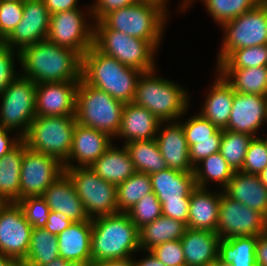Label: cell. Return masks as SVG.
Returning <instances> with one entry per match:
<instances>
[{
  "mask_svg": "<svg viewBox=\"0 0 267 266\" xmlns=\"http://www.w3.org/2000/svg\"><path fill=\"white\" fill-rule=\"evenodd\" d=\"M167 11L162 7L137 3L108 13L101 21L109 28L131 37L150 41L157 49L162 39Z\"/></svg>",
  "mask_w": 267,
  "mask_h": 266,
  "instance_id": "cell-8",
  "label": "cell"
},
{
  "mask_svg": "<svg viewBox=\"0 0 267 266\" xmlns=\"http://www.w3.org/2000/svg\"><path fill=\"white\" fill-rule=\"evenodd\" d=\"M24 141L0 158V203L20 200V172Z\"/></svg>",
  "mask_w": 267,
  "mask_h": 266,
  "instance_id": "cell-30",
  "label": "cell"
},
{
  "mask_svg": "<svg viewBox=\"0 0 267 266\" xmlns=\"http://www.w3.org/2000/svg\"><path fill=\"white\" fill-rule=\"evenodd\" d=\"M221 192L209 193L207 188L196 187L190 194L187 228L217 233Z\"/></svg>",
  "mask_w": 267,
  "mask_h": 266,
  "instance_id": "cell-25",
  "label": "cell"
},
{
  "mask_svg": "<svg viewBox=\"0 0 267 266\" xmlns=\"http://www.w3.org/2000/svg\"><path fill=\"white\" fill-rule=\"evenodd\" d=\"M192 1L193 0H184L180 7L185 9L191 5ZM262 1L263 0H202L207 11L220 26L252 10Z\"/></svg>",
  "mask_w": 267,
  "mask_h": 266,
  "instance_id": "cell-38",
  "label": "cell"
},
{
  "mask_svg": "<svg viewBox=\"0 0 267 266\" xmlns=\"http://www.w3.org/2000/svg\"><path fill=\"white\" fill-rule=\"evenodd\" d=\"M91 220L92 263L124 259L140 251L139 228L127 213L118 212Z\"/></svg>",
  "mask_w": 267,
  "mask_h": 266,
  "instance_id": "cell-3",
  "label": "cell"
},
{
  "mask_svg": "<svg viewBox=\"0 0 267 266\" xmlns=\"http://www.w3.org/2000/svg\"><path fill=\"white\" fill-rule=\"evenodd\" d=\"M111 146L97 159L91 168L103 180L119 185L131 177L135 172V166L130 158L127 148Z\"/></svg>",
  "mask_w": 267,
  "mask_h": 266,
  "instance_id": "cell-29",
  "label": "cell"
},
{
  "mask_svg": "<svg viewBox=\"0 0 267 266\" xmlns=\"http://www.w3.org/2000/svg\"><path fill=\"white\" fill-rule=\"evenodd\" d=\"M17 203L33 228H44L46 226L51 210L41 196L22 198Z\"/></svg>",
  "mask_w": 267,
  "mask_h": 266,
  "instance_id": "cell-44",
  "label": "cell"
},
{
  "mask_svg": "<svg viewBox=\"0 0 267 266\" xmlns=\"http://www.w3.org/2000/svg\"><path fill=\"white\" fill-rule=\"evenodd\" d=\"M134 0H96V3L91 6L90 17L95 18L96 21H101L108 13L118 10L123 7L130 6L134 4ZM93 17H92V16Z\"/></svg>",
  "mask_w": 267,
  "mask_h": 266,
  "instance_id": "cell-49",
  "label": "cell"
},
{
  "mask_svg": "<svg viewBox=\"0 0 267 266\" xmlns=\"http://www.w3.org/2000/svg\"><path fill=\"white\" fill-rule=\"evenodd\" d=\"M208 266H229V265H226L221 260L217 259L213 263L209 264Z\"/></svg>",
  "mask_w": 267,
  "mask_h": 266,
  "instance_id": "cell-61",
  "label": "cell"
},
{
  "mask_svg": "<svg viewBox=\"0 0 267 266\" xmlns=\"http://www.w3.org/2000/svg\"><path fill=\"white\" fill-rule=\"evenodd\" d=\"M24 2L0 0V39L4 41L19 24L23 16Z\"/></svg>",
  "mask_w": 267,
  "mask_h": 266,
  "instance_id": "cell-43",
  "label": "cell"
},
{
  "mask_svg": "<svg viewBox=\"0 0 267 266\" xmlns=\"http://www.w3.org/2000/svg\"><path fill=\"white\" fill-rule=\"evenodd\" d=\"M267 231V219L256 210L234 201L221 192L217 234L220 239L255 236Z\"/></svg>",
  "mask_w": 267,
  "mask_h": 266,
  "instance_id": "cell-13",
  "label": "cell"
},
{
  "mask_svg": "<svg viewBox=\"0 0 267 266\" xmlns=\"http://www.w3.org/2000/svg\"><path fill=\"white\" fill-rule=\"evenodd\" d=\"M200 163L201 166H199ZM193 173L196 187L206 188L207 182L209 183L210 180L219 184L221 183L220 185H222L221 187L224 189L235 171L222 157L220 152H216L202 159L194 166Z\"/></svg>",
  "mask_w": 267,
  "mask_h": 266,
  "instance_id": "cell-36",
  "label": "cell"
},
{
  "mask_svg": "<svg viewBox=\"0 0 267 266\" xmlns=\"http://www.w3.org/2000/svg\"><path fill=\"white\" fill-rule=\"evenodd\" d=\"M92 220L73 222L57 235L59 256L65 260L88 261L91 256Z\"/></svg>",
  "mask_w": 267,
  "mask_h": 266,
  "instance_id": "cell-27",
  "label": "cell"
},
{
  "mask_svg": "<svg viewBox=\"0 0 267 266\" xmlns=\"http://www.w3.org/2000/svg\"><path fill=\"white\" fill-rule=\"evenodd\" d=\"M267 122V96L236 93L226 130L256 137V131Z\"/></svg>",
  "mask_w": 267,
  "mask_h": 266,
  "instance_id": "cell-18",
  "label": "cell"
},
{
  "mask_svg": "<svg viewBox=\"0 0 267 266\" xmlns=\"http://www.w3.org/2000/svg\"><path fill=\"white\" fill-rule=\"evenodd\" d=\"M223 45L218 54L219 65L232 51L245 47L267 45V0L255 8L221 25Z\"/></svg>",
  "mask_w": 267,
  "mask_h": 266,
  "instance_id": "cell-11",
  "label": "cell"
},
{
  "mask_svg": "<svg viewBox=\"0 0 267 266\" xmlns=\"http://www.w3.org/2000/svg\"><path fill=\"white\" fill-rule=\"evenodd\" d=\"M75 116H36L22 138L27 148L64 164L71 151Z\"/></svg>",
  "mask_w": 267,
  "mask_h": 266,
  "instance_id": "cell-7",
  "label": "cell"
},
{
  "mask_svg": "<svg viewBox=\"0 0 267 266\" xmlns=\"http://www.w3.org/2000/svg\"><path fill=\"white\" fill-rule=\"evenodd\" d=\"M220 240L215 232L187 228L180 239L186 266H208L219 259Z\"/></svg>",
  "mask_w": 267,
  "mask_h": 266,
  "instance_id": "cell-24",
  "label": "cell"
},
{
  "mask_svg": "<svg viewBox=\"0 0 267 266\" xmlns=\"http://www.w3.org/2000/svg\"><path fill=\"white\" fill-rule=\"evenodd\" d=\"M17 53L16 58L20 60V53L15 49L12 50L3 43L0 45V95L6 89V87L13 81L18 75L14 69V53Z\"/></svg>",
  "mask_w": 267,
  "mask_h": 266,
  "instance_id": "cell-47",
  "label": "cell"
},
{
  "mask_svg": "<svg viewBox=\"0 0 267 266\" xmlns=\"http://www.w3.org/2000/svg\"><path fill=\"white\" fill-rule=\"evenodd\" d=\"M90 219L118 213L117 187L89 167L64 168Z\"/></svg>",
  "mask_w": 267,
  "mask_h": 266,
  "instance_id": "cell-10",
  "label": "cell"
},
{
  "mask_svg": "<svg viewBox=\"0 0 267 266\" xmlns=\"http://www.w3.org/2000/svg\"><path fill=\"white\" fill-rule=\"evenodd\" d=\"M221 140L197 141L189 147V156L192 166H196L202 159L219 152Z\"/></svg>",
  "mask_w": 267,
  "mask_h": 266,
  "instance_id": "cell-48",
  "label": "cell"
},
{
  "mask_svg": "<svg viewBox=\"0 0 267 266\" xmlns=\"http://www.w3.org/2000/svg\"><path fill=\"white\" fill-rule=\"evenodd\" d=\"M160 125L149 110L136 104L125 103L117 136L125 138V142L152 140Z\"/></svg>",
  "mask_w": 267,
  "mask_h": 266,
  "instance_id": "cell-26",
  "label": "cell"
},
{
  "mask_svg": "<svg viewBox=\"0 0 267 266\" xmlns=\"http://www.w3.org/2000/svg\"><path fill=\"white\" fill-rule=\"evenodd\" d=\"M78 84L79 82L36 84V116H75Z\"/></svg>",
  "mask_w": 267,
  "mask_h": 266,
  "instance_id": "cell-17",
  "label": "cell"
},
{
  "mask_svg": "<svg viewBox=\"0 0 267 266\" xmlns=\"http://www.w3.org/2000/svg\"><path fill=\"white\" fill-rule=\"evenodd\" d=\"M124 146L137 172L151 175L167 168L156 139L127 142Z\"/></svg>",
  "mask_w": 267,
  "mask_h": 266,
  "instance_id": "cell-34",
  "label": "cell"
},
{
  "mask_svg": "<svg viewBox=\"0 0 267 266\" xmlns=\"http://www.w3.org/2000/svg\"><path fill=\"white\" fill-rule=\"evenodd\" d=\"M117 187V206L119 212H128L145 195L152 193L150 176L135 172Z\"/></svg>",
  "mask_w": 267,
  "mask_h": 266,
  "instance_id": "cell-37",
  "label": "cell"
},
{
  "mask_svg": "<svg viewBox=\"0 0 267 266\" xmlns=\"http://www.w3.org/2000/svg\"><path fill=\"white\" fill-rule=\"evenodd\" d=\"M259 178H260L261 182L267 187V166L259 174Z\"/></svg>",
  "mask_w": 267,
  "mask_h": 266,
  "instance_id": "cell-60",
  "label": "cell"
},
{
  "mask_svg": "<svg viewBox=\"0 0 267 266\" xmlns=\"http://www.w3.org/2000/svg\"><path fill=\"white\" fill-rule=\"evenodd\" d=\"M95 23L92 25L94 26L93 45L100 52L143 73L156 69L153 55L157 49L150 41L109 29L102 21Z\"/></svg>",
  "mask_w": 267,
  "mask_h": 266,
  "instance_id": "cell-6",
  "label": "cell"
},
{
  "mask_svg": "<svg viewBox=\"0 0 267 266\" xmlns=\"http://www.w3.org/2000/svg\"><path fill=\"white\" fill-rule=\"evenodd\" d=\"M19 63L23 67L21 75L36 84L80 82L81 79V57L47 39L24 48Z\"/></svg>",
  "mask_w": 267,
  "mask_h": 266,
  "instance_id": "cell-1",
  "label": "cell"
},
{
  "mask_svg": "<svg viewBox=\"0 0 267 266\" xmlns=\"http://www.w3.org/2000/svg\"><path fill=\"white\" fill-rule=\"evenodd\" d=\"M190 201H174L162 203V216L181 221L187 225Z\"/></svg>",
  "mask_w": 267,
  "mask_h": 266,
  "instance_id": "cell-50",
  "label": "cell"
},
{
  "mask_svg": "<svg viewBox=\"0 0 267 266\" xmlns=\"http://www.w3.org/2000/svg\"><path fill=\"white\" fill-rule=\"evenodd\" d=\"M50 13L42 0H25L23 16L3 44L20 53L24 48L45 40L48 35Z\"/></svg>",
  "mask_w": 267,
  "mask_h": 266,
  "instance_id": "cell-16",
  "label": "cell"
},
{
  "mask_svg": "<svg viewBox=\"0 0 267 266\" xmlns=\"http://www.w3.org/2000/svg\"><path fill=\"white\" fill-rule=\"evenodd\" d=\"M236 93L267 96V66L245 69H218Z\"/></svg>",
  "mask_w": 267,
  "mask_h": 266,
  "instance_id": "cell-32",
  "label": "cell"
},
{
  "mask_svg": "<svg viewBox=\"0 0 267 266\" xmlns=\"http://www.w3.org/2000/svg\"><path fill=\"white\" fill-rule=\"evenodd\" d=\"M0 98V127L11 131L20 129L18 135L23 138L36 117V83L18 74Z\"/></svg>",
  "mask_w": 267,
  "mask_h": 266,
  "instance_id": "cell-9",
  "label": "cell"
},
{
  "mask_svg": "<svg viewBox=\"0 0 267 266\" xmlns=\"http://www.w3.org/2000/svg\"><path fill=\"white\" fill-rule=\"evenodd\" d=\"M267 166V149L262 138L253 137L246 155L245 161L240 171L259 175Z\"/></svg>",
  "mask_w": 267,
  "mask_h": 266,
  "instance_id": "cell-45",
  "label": "cell"
},
{
  "mask_svg": "<svg viewBox=\"0 0 267 266\" xmlns=\"http://www.w3.org/2000/svg\"><path fill=\"white\" fill-rule=\"evenodd\" d=\"M257 237H232L219 242V260L229 266H257Z\"/></svg>",
  "mask_w": 267,
  "mask_h": 266,
  "instance_id": "cell-33",
  "label": "cell"
},
{
  "mask_svg": "<svg viewBox=\"0 0 267 266\" xmlns=\"http://www.w3.org/2000/svg\"><path fill=\"white\" fill-rule=\"evenodd\" d=\"M222 191L230 199L256 210L267 219V187L259 175L235 171Z\"/></svg>",
  "mask_w": 267,
  "mask_h": 266,
  "instance_id": "cell-22",
  "label": "cell"
},
{
  "mask_svg": "<svg viewBox=\"0 0 267 266\" xmlns=\"http://www.w3.org/2000/svg\"><path fill=\"white\" fill-rule=\"evenodd\" d=\"M53 212H61L72 222L89 221L85 207L70 178L63 173L41 196Z\"/></svg>",
  "mask_w": 267,
  "mask_h": 266,
  "instance_id": "cell-21",
  "label": "cell"
},
{
  "mask_svg": "<svg viewBox=\"0 0 267 266\" xmlns=\"http://www.w3.org/2000/svg\"><path fill=\"white\" fill-rule=\"evenodd\" d=\"M188 146L197 144V141L221 140L223 130L218 129L209 120L202 117L199 113L181 123Z\"/></svg>",
  "mask_w": 267,
  "mask_h": 266,
  "instance_id": "cell-41",
  "label": "cell"
},
{
  "mask_svg": "<svg viewBox=\"0 0 267 266\" xmlns=\"http://www.w3.org/2000/svg\"><path fill=\"white\" fill-rule=\"evenodd\" d=\"M147 253V257L135 262L136 266H166L156 258L150 250H148Z\"/></svg>",
  "mask_w": 267,
  "mask_h": 266,
  "instance_id": "cell-57",
  "label": "cell"
},
{
  "mask_svg": "<svg viewBox=\"0 0 267 266\" xmlns=\"http://www.w3.org/2000/svg\"><path fill=\"white\" fill-rule=\"evenodd\" d=\"M40 266H90L88 261H74V260H65L62 257H57L53 261Z\"/></svg>",
  "mask_w": 267,
  "mask_h": 266,
  "instance_id": "cell-56",
  "label": "cell"
},
{
  "mask_svg": "<svg viewBox=\"0 0 267 266\" xmlns=\"http://www.w3.org/2000/svg\"><path fill=\"white\" fill-rule=\"evenodd\" d=\"M64 173L63 164L56 158L27 148L20 172V199L42 196L44 191Z\"/></svg>",
  "mask_w": 267,
  "mask_h": 266,
  "instance_id": "cell-14",
  "label": "cell"
},
{
  "mask_svg": "<svg viewBox=\"0 0 267 266\" xmlns=\"http://www.w3.org/2000/svg\"><path fill=\"white\" fill-rule=\"evenodd\" d=\"M132 222L140 229L162 216V207L154 192L145 195L128 212Z\"/></svg>",
  "mask_w": 267,
  "mask_h": 266,
  "instance_id": "cell-42",
  "label": "cell"
},
{
  "mask_svg": "<svg viewBox=\"0 0 267 266\" xmlns=\"http://www.w3.org/2000/svg\"><path fill=\"white\" fill-rule=\"evenodd\" d=\"M50 15L72 9H78V0H42Z\"/></svg>",
  "mask_w": 267,
  "mask_h": 266,
  "instance_id": "cell-52",
  "label": "cell"
},
{
  "mask_svg": "<svg viewBox=\"0 0 267 266\" xmlns=\"http://www.w3.org/2000/svg\"><path fill=\"white\" fill-rule=\"evenodd\" d=\"M11 130L0 127V158L15 148L23 139L17 134V138L8 136Z\"/></svg>",
  "mask_w": 267,
  "mask_h": 266,
  "instance_id": "cell-53",
  "label": "cell"
},
{
  "mask_svg": "<svg viewBox=\"0 0 267 266\" xmlns=\"http://www.w3.org/2000/svg\"><path fill=\"white\" fill-rule=\"evenodd\" d=\"M162 123L164 122H160L155 139L167 168L180 172H193L189 146L181 122L173 121L161 130Z\"/></svg>",
  "mask_w": 267,
  "mask_h": 266,
  "instance_id": "cell-20",
  "label": "cell"
},
{
  "mask_svg": "<svg viewBox=\"0 0 267 266\" xmlns=\"http://www.w3.org/2000/svg\"><path fill=\"white\" fill-rule=\"evenodd\" d=\"M149 176L152 190L161 204L190 201V194L196 188L193 172L166 168Z\"/></svg>",
  "mask_w": 267,
  "mask_h": 266,
  "instance_id": "cell-23",
  "label": "cell"
},
{
  "mask_svg": "<svg viewBox=\"0 0 267 266\" xmlns=\"http://www.w3.org/2000/svg\"><path fill=\"white\" fill-rule=\"evenodd\" d=\"M261 66H267V45L234 50L217 65V69H245Z\"/></svg>",
  "mask_w": 267,
  "mask_h": 266,
  "instance_id": "cell-40",
  "label": "cell"
},
{
  "mask_svg": "<svg viewBox=\"0 0 267 266\" xmlns=\"http://www.w3.org/2000/svg\"><path fill=\"white\" fill-rule=\"evenodd\" d=\"M216 81L207 94L204 106L199 113L209 120L218 129H226L232 110L234 90L233 87L218 73Z\"/></svg>",
  "mask_w": 267,
  "mask_h": 266,
  "instance_id": "cell-28",
  "label": "cell"
},
{
  "mask_svg": "<svg viewBox=\"0 0 267 266\" xmlns=\"http://www.w3.org/2000/svg\"><path fill=\"white\" fill-rule=\"evenodd\" d=\"M86 21L79 9L52 14L46 39L82 57L94 42V26Z\"/></svg>",
  "mask_w": 267,
  "mask_h": 266,
  "instance_id": "cell-12",
  "label": "cell"
},
{
  "mask_svg": "<svg viewBox=\"0 0 267 266\" xmlns=\"http://www.w3.org/2000/svg\"><path fill=\"white\" fill-rule=\"evenodd\" d=\"M72 223L73 222L70 219L65 218V215L63 213L50 211L48 221L44 228L50 233L57 236L66 228H68Z\"/></svg>",
  "mask_w": 267,
  "mask_h": 266,
  "instance_id": "cell-51",
  "label": "cell"
},
{
  "mask_svg": "<svg viewBox=\"0 0 267 266\" xmlns=\"http://www.w3.org/2000/svg\"><path fill=\"white\" fill-rule=\"evenodd\" d=\"M111 139L105 132L76 122L71 151L63 168L90 167L111 146ZM71 160L79 164H72Z\"/></svg>",
  "mask_w": 267,
  "mask_h": 266,
  "instance_id": "cell-19",
  "label": "cell"
},
{
  "mask_svg": "<svg viewBox=\"0 0 267 266\" xmlns=\"http://www.w3.org/2000/svg\"><path fill=\"white\" fill-rule=\"evenodd\" d=\"M20 264L21 262L14 258L0 255V266H19Z\"/></svg>",
  "mask_w": 267,
  "mask_h": 266,
  "instance_id": "cell-58",
  "label": "cell"
},
{
  "mask_svg": "<svg viewBox=\"0 0 267 266\" xmlns=\"http://www.w3.org/2000/svg\"><path fill=\"white\" fill-rule=\"evenodd\" d=\"M255 258L257 266H267V231L257 236Z\"/></svg>",
  "mask_w": 267,
  "mask_h": 266,
  "instance_id": "cell-54",
  "label": "cell"
},
{
  "mask_svg": "<svg viewBox=\"0 0 267 266\" xmlns=\"http://www.w3.org/2000/svg\"><path fill=\"white\" fill-rule=\"evenodd\" d=\"M137 3H147V4H152V5H156L159 7H162L165 11L168 12V10H166V3L168 0H134Z\"/></svg>",
  "mask_w": 267,
  "mask_h": 266,
  "instance_id": "cell-59",
  "label": "cell"
},
{
  "mask_svg": "<svg viewBox=\"0 0 267 266\" xmlns=\"http://www.w3.org/2000/svg\"><path fill=\"white\" fill-rule=\"evenodd\" d=\"M166 266H186L180 240H170L150 250Z\"/></svg>",
  "mask_w": 267,
  "mask_h": 266,
  "instance_id": "cell-46",
  "label": "cell"
},
{
  "mask_svg": "<svg viewBox=\"0 0 267 266\" xmlns=\"http://www.w3.org/2000/svg\"><path fill=\"white\" fill-rule=\"evenodd\" d=\"M263 141H264V144H265V146H266V149H267V137H266V139H262Z\"/></svg>",
  "mask_w": 267,
  "mask_h": 266,
  "instance_id": "cell-62",
  "label": "cell"
},
{
  "mask_svg": "<svg viewBox=\"0 0 267 266\" xmlns=\"http://www.w3.org/2000/svg\"><path fill=\"white\" fill-rule=\"evenodd\" d=\"M58 246L56 235L45 228H32L30 246L21 264L25 266L45 265L59 257Z\"/></svg>",
  "mask_w": 267,
  "mask_h": 266,
  "instance_id": "cell-35",
  "label": "cell"
},
{
  "mask_svg": "<svg viewBox=\"0 0 267 266\" xmlns=\"http://www.w3.org/2000/svg\"><path fill=\"white\" fill-rule=\"evenodd\" d=\"M143 72L125 66L94 45L81 57V79L122 103H132Z\"/></svg>",
  "mask_w": 267,
  "mask_h": 266,
  "instance_id": "cell-2",
  "label": "cell"
},
{
  "mask_svg": "<svg viewBox=\"0 0 267 266\" xmlns=\"http://www.w3.org/2000/svg\"><path fill=\"white\" fill-rule=\"evenodd\" d=\"M253 136L223 129L220 154L234 171H240Z\"/></svg>",
  "mask_w": 267,
  "mask_h": 266,
  "instance_id": "cell-39",
  "label": "cell"
},
{
  "mask_svg": "<svg viewBox=\"0 0 267 266\" xmlns=\"http://www.w3.org/2000/svg\"><path fill=\"white\" fill-rule=\"evenodd\" d=\"M124 103L105 91L86 84L82 79L76 90L75 119L77 123L117 137Z\"/></svg>",
  "mask_w": 267,
  "mask_h": 266,
  "instance_id": "cell-5",
  "label": "cell"
},
{
  "mask_svg": "<svg viewBox=\"0 0 267 266\" xmlns=\"http://www.w3.org/2000/svg\"><path fill=\"white\" fill-rule=\"evenodd\" d=\"M155 70L144 72L136 86L133 103L149 110L160 122L179 119L187 110V91L177 83L155 76Z\"/></svg>",
  "mask_w": 267,
  "mask_h": 266,
  "instance_id": "cell-4",
  "label": "cell"
},
{
  "mask_svg": "<svg viewBox=\"0 0 267 266\" xmlns=\"http://www.w3.org/2000/svg\"><path fill=\"white\" fill-rule=\"evenodd\" d=\"M90 266H136L132 257L124 259L105 260L97 263H91Z\"/></svg>",
  "mask_w": 267,
  "mask_h": 266,
  "instance_id": "cell-55",
  "label": "cell"
},
{
  "mask_svg": "<svg viewBox=\"0 0 267 266\" xmlns=\"http://www.w3.org/2000/svg\"><path fill=\"white\" fill-rule=\"evenodd\" d=\"M186 229L187 225L185 223L160 216L139 229L140 250L148 251L170 240H180Z\"/></svg>",
  "mask_w": 267,
  "mask_h": 266,
  "instance_id": "cell-31",
  "label": "cell"
},
{
  "mask_svg": "<svg viewBox=\"0 0 267 266\" xmlns=\"http://www.w3.org/2000/svg\"><path fill=\"white\" fill-rule=\"evenodd\" d=\"M32 228L17 202L0 203V255L22 262L30 246Z\"/></svg>",
  "mask_w": 267,
  "mask_h": 266,
  "instance_id": "cell-15",
  "label": "cell"
}]
</instances>
